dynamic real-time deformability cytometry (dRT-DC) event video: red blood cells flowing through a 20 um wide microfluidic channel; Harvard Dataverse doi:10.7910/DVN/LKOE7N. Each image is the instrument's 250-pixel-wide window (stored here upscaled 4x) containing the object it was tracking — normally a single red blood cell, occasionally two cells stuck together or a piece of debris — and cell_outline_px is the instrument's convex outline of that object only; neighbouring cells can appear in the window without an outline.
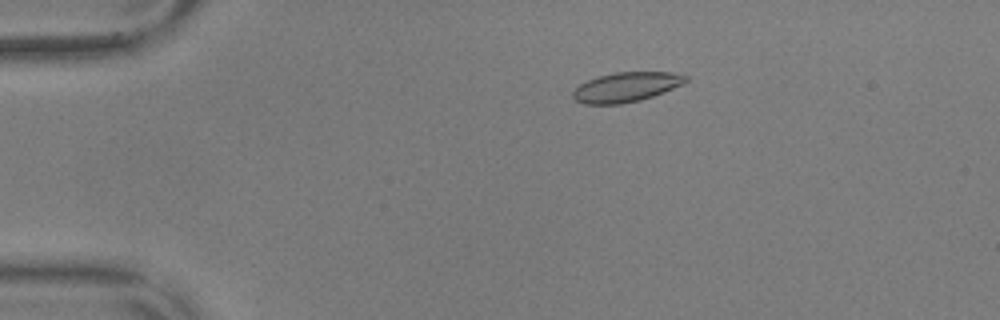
{"species": "common noctule bat (a hibernating species)", "species_latin": "Nyctalus noctula", "temperature_condition": "warm", "stored_images_in_passage": 57, "camera_frame_rate_fps": 3000, "um_per_image_px": 0.085, "animal": {"sex": "male", "body_mass_g": 17.9, "forearm_length_mm": 54.2}, "frame": {"image": 1, "passage_image": 12, "time_ms": 3.667, "image_size_px": [1000, 320], "cell_outline_px": [[688, 80], [664, 92], [640, 100], [620, 104], [584, 104], [576, 100], [572, 96], [572, 92], [580, 84], [588, 80], [600, 76], [616, 72], [672, 72], [688, 76]], "centroid_in_image_um": [53.21, 7.4], "position_along_channel_um": 31.8, "area_um2": 19.25}}
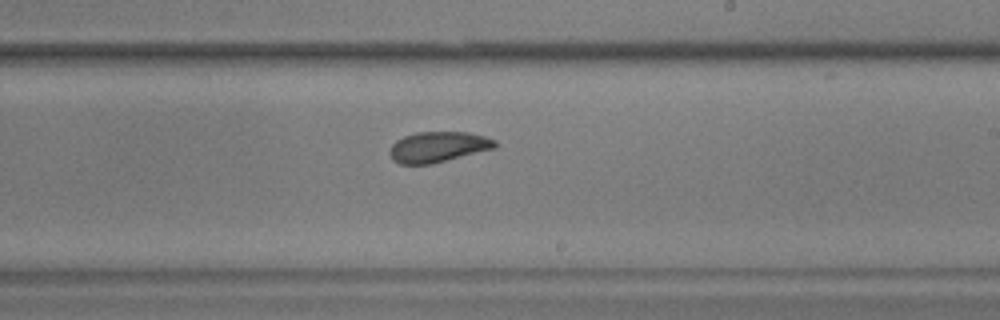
{"frame": {"image": 2, "passage_image": 35, "time_ms": 11.333, "image_size_px": [1000, 320], "cell_outline_px": [[496, 148], [432, 164], [400, 164], [392, 160], [388, 152], [392, 144], [396, 140], [404, 136], [416, 132], [468, 132], [484, 136], [496, 140]], "centroid_in_image_um": [37.22, 12.49], "position_along_channel_um": 251.8, "area_um2": 18.9}}
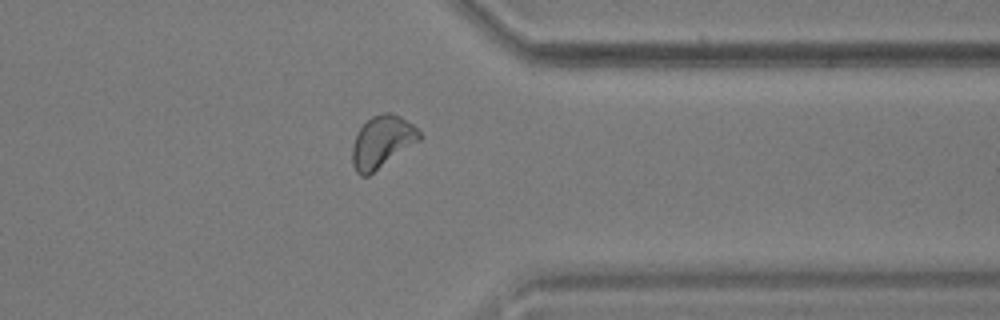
{"frame": {"image": 3, "passage_image": 46, "time_ms": 15.0, "image_size_px": [1000, 320], "cell_outline_px": [[424, 136], [420, 140], [368, 176], [360, 176], [356, 172], [352, 164], [352, 144], [356, 132], [372, 116], [384, 112], [388, 112], [400, 116], [412, 124]], "centroid_in_image_um": [32.46, 12.06], "position_along_channel_um": 378.9, "area_um2": 20.4}, "authors_computed_cell_mechanics": {"area_um2": 19.5364, "velocity_mm_per_s": 3.5944, "shape_relaxation_time_tau1_ms": 4.9125, "shape_relaxation_time_tau2_ms": 1.8881, "deformation_change_tau1": 0.1124, "deformation_change_tau2": 0.0561}}